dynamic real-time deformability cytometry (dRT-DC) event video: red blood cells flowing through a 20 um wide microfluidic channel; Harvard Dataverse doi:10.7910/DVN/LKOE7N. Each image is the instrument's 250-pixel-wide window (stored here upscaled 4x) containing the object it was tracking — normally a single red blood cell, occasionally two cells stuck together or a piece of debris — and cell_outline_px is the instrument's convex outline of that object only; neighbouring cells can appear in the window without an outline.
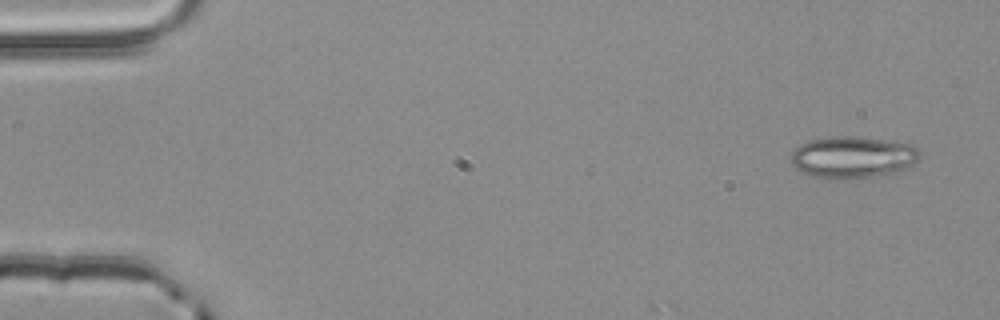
{"species": "common noctule bat (a hibernating species)", "species_latin": "Nyctalus noctula", "temperature_condition": "room temperature", "stored_images_in_passage": 4, "camera_frame_rate_fps": 3000, "um_per_image_px": 0.085, "animal": {"sex": "male", "body_mass_g": 20.4}, "frame": {"image": 1, "passage_image": 1, "time_ms": 0.0, "image_size_px": [1000, 320], "cell_outline_px": [[920, 160], [908, 168], [876, 176], [848, 180], [828, 180], [812, 176], [796, 168], [792, 164], [792, 148], [808, 140], [832, 136], [860, 136], [912, 144], [920, 152]], "centroid_in_image_um": [72.48, 13.37], "position_along_channel_um": 12.5, "area_um2": 32.02}}